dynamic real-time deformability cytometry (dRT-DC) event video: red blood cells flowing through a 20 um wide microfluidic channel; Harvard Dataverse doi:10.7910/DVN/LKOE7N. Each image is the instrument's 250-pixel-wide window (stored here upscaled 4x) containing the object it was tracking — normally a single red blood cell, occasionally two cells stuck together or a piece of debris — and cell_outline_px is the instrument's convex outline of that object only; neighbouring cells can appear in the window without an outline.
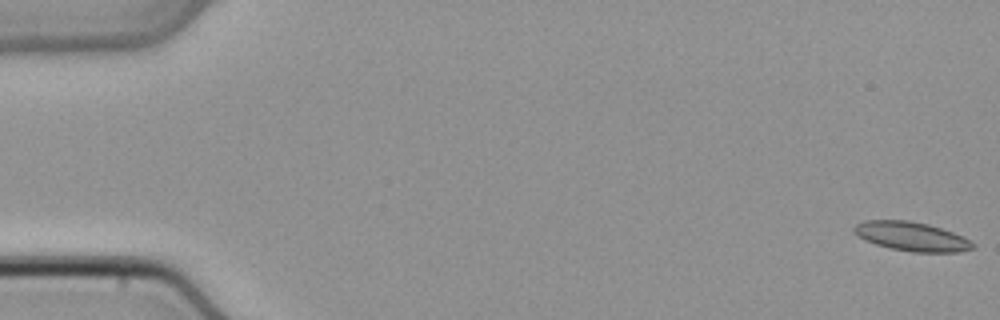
{"species": "common noctule bat (a hibernating species)", "species_latin": "Nyctalus noctula", "temperature_condition": "cold", "stored_images_in_passage": 50, "camera_frame_rate_fps": 3000, "um_per_image_px": 0.085, "animal": {"sex": "male", "body_mass_g": 21.5, "forearm_length_mm": 52.0}, "frame": {"image": 1, "passage_image": 1, "time_ms": 0.0, "image_size_px": [1000, 320], "cell_outline_px": [[976, 244], [972, 248], [960, 252], [912, 252], [892, 248], [876, 244], [860, 236], [852, 228], [856, 224], [864, 220], [908, 220], [928, 224], [964, 236]], "centroid_in_image_um": [77.53, 20.09], "position_along_channel_um": 7.5, "area_um2": 19.88}}
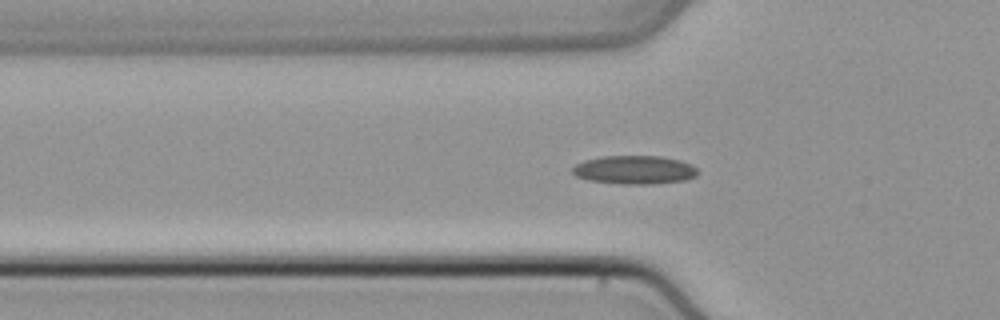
{"frame": {"image": 2, "passage_image": 17, "time_ms": 5.333, "image_size_px": [1000, 320], "cell_outline_px": [[696, 176], [684, 180], [652, 184], [620, 184], [588, 180], [576, 176], [572, 172], [572, 168], [576, 164], [584, 160], [600, 156], [660, 156], [680, 160], [692, 164], [696, 168]], "centroid_in_image_um": [53.91, 14.43], "position_along_channel_um": 71.9, "area_um2": 20.87}}
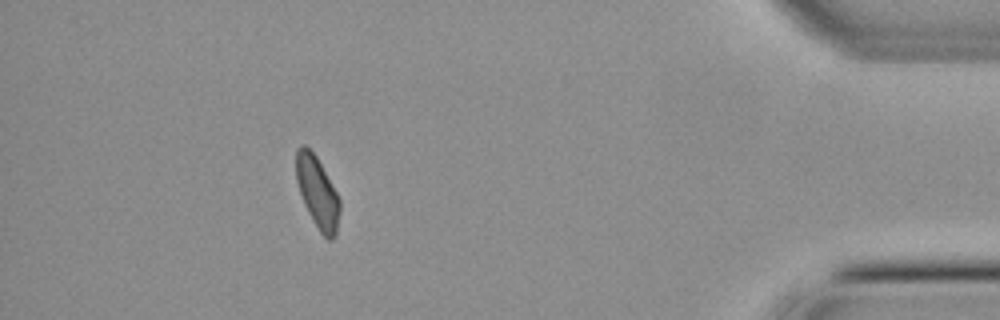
{"frame": {"image": 3, "passage_image": 45, "time_ms": 14.667, "image_size_px": [1000, 320], "cell_outline_px": [[340, 212], [336, 236], [332, 240], [328, 240], [320, 232], [308, 212], [304, 204], [296, 180], [296, 148], [300, 144], [304, 144], [316, 156], [336, 192], [340, 200]], "centroid_in_image_um": [26.98, 16.36], "position_along_channel_um": 408.2, "area_um2": 18.09}}